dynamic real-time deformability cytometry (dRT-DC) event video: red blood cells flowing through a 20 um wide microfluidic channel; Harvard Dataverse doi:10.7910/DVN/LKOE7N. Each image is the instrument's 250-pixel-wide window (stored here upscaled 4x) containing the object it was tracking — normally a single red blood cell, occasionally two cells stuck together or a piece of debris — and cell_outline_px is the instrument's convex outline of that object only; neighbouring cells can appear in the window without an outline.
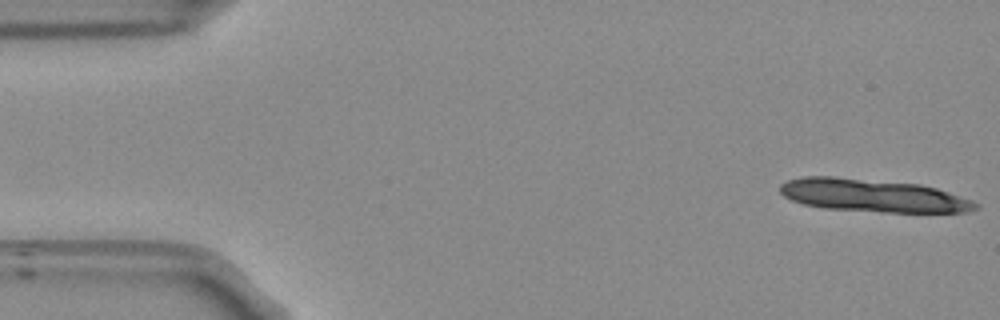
{"species": "Egyptian fruit bat (a non-hibernating species)", "species_latin": "Rousettus aegyptiacus", "temperature_condition": "room temperature", "stored_images_in_passage": 12, "camera_frame_rate_fps": 3000, "um_per_image_px": 0.085, "frame": {"image": 1, "passage_image": 1, "time_ms": 0.0, "image_size_px": [1000, 320], "cell_outline_px": [[980, 208], [968, 212], [880, 212], [824, 208], [804, 204], [792, 200], [784, 196], [780, 192], [780, 184], [788, 180], [804, 176], [832, 176], [920, 184], [936, 188], [972, 200], [980, 204]], "centroid_in_image_um": [74.21, 16.62], "position_along_channel_um": 10.8, "area_um2": 37.51}}